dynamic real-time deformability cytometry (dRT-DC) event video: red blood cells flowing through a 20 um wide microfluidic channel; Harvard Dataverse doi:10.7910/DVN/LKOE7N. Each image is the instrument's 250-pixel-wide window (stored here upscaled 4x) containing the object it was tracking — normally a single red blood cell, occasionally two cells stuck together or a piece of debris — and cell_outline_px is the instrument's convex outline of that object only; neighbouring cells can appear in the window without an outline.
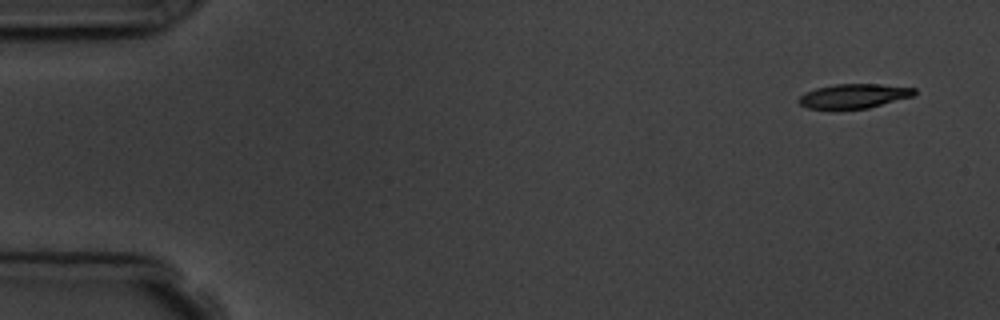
{"species": "common noctule bat (a hibernating species)", "species_latin": "Nyctalus noctula", "temperature_condition": "room temperature", "stored_images_in_passage": 4, "camera_frame_rate_fps": 3000, "um_per_image_px": 0.085, "animal": {"sex": "male", "body_mass_g": 19.5, "forearm_length_mm": 54.6}, "frame": {"image": 1, "passage_image": 1, "time_ms": 0.0, "image_size_px": [1000, 320], "cell_outline_px": [[916, 92], [912, 96], [868, 108], [836, 112], [808, 108], [800, 104], [796, 100], [804, 92], [816, 88], [836, 84], [880, 84], [916, 88]], "centroid_in_image_um": [72.49, 8.2], "position_along_channel_um": 12.5, "area_um2": 17.05}}
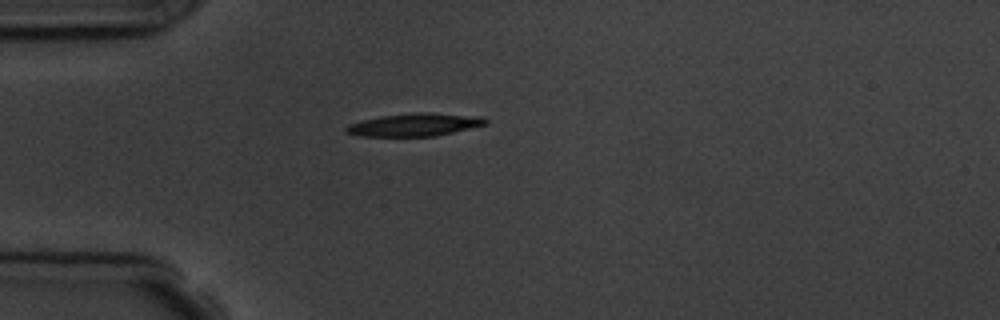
{"frame": {"image": 2, "passage_image": 4, "time_ms": 4.0, "image_size_px": [1000, 320], "cell_outline_px": [[488, 124], [436, 136], [360, 136], [344, 132], [344, 128], [348, 124], [380, 116], [416, 112], [432, 112], [484, 116], [488, 120]], "centroid_in_image_um": [35.29, 10.59], "position_along_channel_um": 49.7, "area_um2": 18.79}}